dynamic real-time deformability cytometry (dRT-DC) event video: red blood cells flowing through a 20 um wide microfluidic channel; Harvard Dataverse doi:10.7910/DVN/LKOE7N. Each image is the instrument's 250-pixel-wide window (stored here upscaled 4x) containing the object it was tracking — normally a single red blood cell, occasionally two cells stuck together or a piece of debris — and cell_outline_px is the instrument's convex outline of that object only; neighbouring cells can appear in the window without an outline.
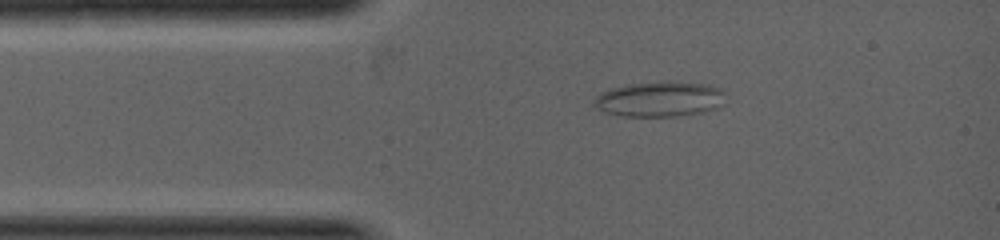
{"species": "common noctule bat (a hibernating species)", "species_latin": "Nyctalus noctula", "temperature_condition": "warm", "stored_images_in_passage": 4, "camera_frame_rate_fps": 5000, "um_per_image_px": 0.085, "animal": {"sex": "female", "body_mass_g": 19.0, "forearm_length_mm": 53.3}, "frame": {"image": 1, "passage_image": 2, "time_ms": 0.4, "image_size_px": [1000, 240], "cell_outline_px": [[724, 104], [716, 108], [704, 112], [676, 116], [620, 116], [604, 112], [596, 104], [596, 96], [600, 92], [612, 88], [628, 84], [660, 80], [668, 80], [708, 84], [720, 88], [724, 92]], "centroid_in_image_um": [56.13, 8.4], "position_along_channel_um": 28.9, "area_um2": 27.28}}